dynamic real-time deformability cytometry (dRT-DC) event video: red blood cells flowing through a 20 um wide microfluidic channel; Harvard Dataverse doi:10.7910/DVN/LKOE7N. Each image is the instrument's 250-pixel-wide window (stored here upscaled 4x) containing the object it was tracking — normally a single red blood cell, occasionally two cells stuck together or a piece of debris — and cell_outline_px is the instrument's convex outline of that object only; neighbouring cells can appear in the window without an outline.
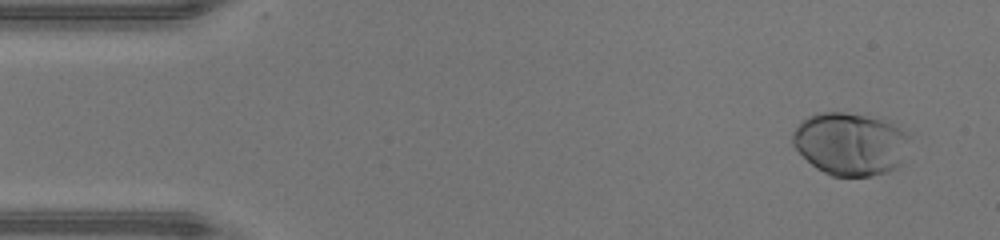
{"species": "human", "species_latin": "Homo sapiens", "temperature_condition": "warm", "stored_images_in_passage": 13, "camera_frame_rate_fps": 3000, "um_per_image_px": 0.085, "donor": {"sex": "male"}, "frame": {"image": 1, "passage_image": 3, "time_ms": 0.667, "image_size_px": [1000, 240], "cell_outline_px": [[908, 136], [900, 164], [896, 168], [888, 172], [872, 176], [832, 176], [816, 168], [792, 144], [792, 132], [800, 120], [808, 116], [820, 112], [844, 112], [864, 116], [880, 120], [892, 124], [900, 128]], "centroid_in_image_um": [72.21, 12.23], "position_along_channel_um": 12.8, "area_um2": 42.19}}